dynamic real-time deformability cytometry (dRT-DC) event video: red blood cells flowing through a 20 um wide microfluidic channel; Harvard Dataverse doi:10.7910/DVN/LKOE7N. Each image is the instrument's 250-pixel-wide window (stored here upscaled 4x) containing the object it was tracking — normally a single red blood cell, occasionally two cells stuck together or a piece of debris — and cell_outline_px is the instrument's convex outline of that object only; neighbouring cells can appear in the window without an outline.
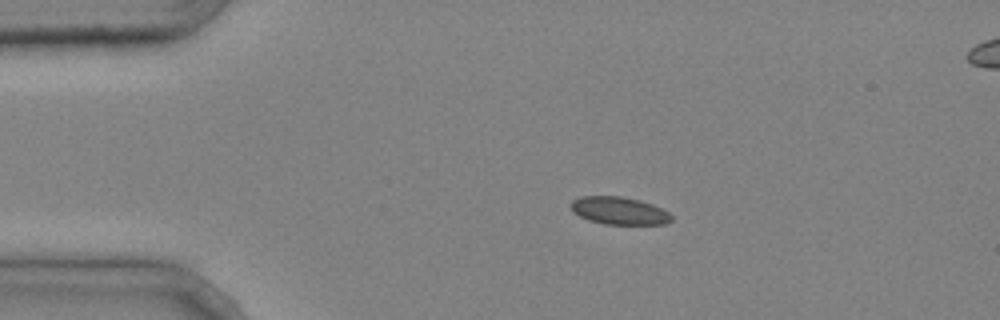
{"species": "common noctule bat (a hibernating species)", "species_latin": "Nyctalus noctula", "temperature_condition": "cold", "stored_images_in_passage": 3, "segment_of_instrument_passage": [1, 2], "camera_frame_rate_fps": 3000, "um_per_image_px": 0.085, "animal": {"sex": "male", "body_mass_g": 20.4}, "frame": {"image": 1, "passage_image": 1, "time_ms": 0.0, "image_size_px": [1000, 320], "cell_outline_px": [[672, 220], [664, 224], [604, 224], [588, 220], [572, 212], [568, 204], [572, 200], [580, 196], [620, 196], [640, 200], [652, 204], [668, 212], [672, 216]], "centroid_in_image_um": [52.57, 17.9], "position_along_channel_um": 32.4, "area_um2": 16.3}}